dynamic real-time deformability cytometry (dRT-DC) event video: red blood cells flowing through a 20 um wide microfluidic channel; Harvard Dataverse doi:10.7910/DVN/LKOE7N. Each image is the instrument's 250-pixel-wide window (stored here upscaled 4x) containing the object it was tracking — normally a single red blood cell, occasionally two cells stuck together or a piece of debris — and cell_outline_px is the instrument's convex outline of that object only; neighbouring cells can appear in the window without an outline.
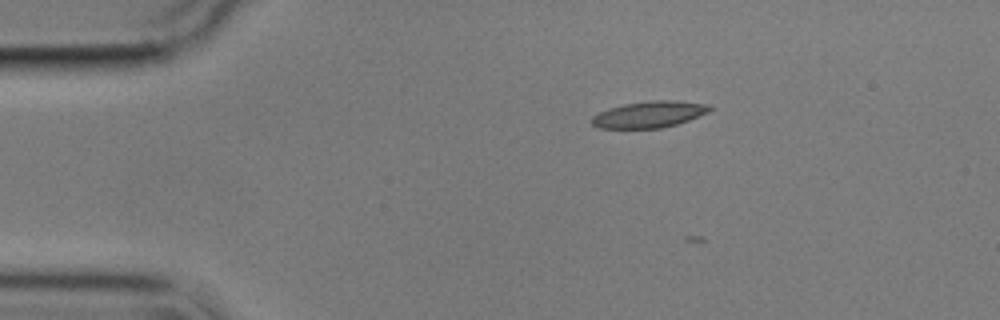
{"species": "common noctule bat (a hibernating species)", "species_latin": "Nyctalus noctula", "temperature_condition": "cold", "stored_images_in_passage": 8, "camera_frame_rate_fps": 3000, "um_per_image_px": 0.085, "animal": {"sex": "male", "body_mass_g": 17.9}, "frame": {"image": 1, "passage_image": 5, "time_ms": 1.333, "image_size_px": [1000, 320], "cell_outline_px": [[716, 108], [708, 112], [688, 120], [676, 124], [660, 128], [600, 128], [592, 124], [588, 120], [592, 116], [608, 108], [624, 104], [652, 100], [672, 100], [712, 104]], "centroid_in_image_um": [55.21, 9.71], "position_along_channel_um": 29.8, "area_um2": 18.32}}